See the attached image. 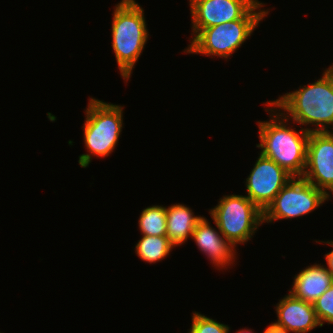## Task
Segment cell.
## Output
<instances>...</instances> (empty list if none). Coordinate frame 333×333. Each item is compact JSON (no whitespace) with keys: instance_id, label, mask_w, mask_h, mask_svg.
Returning a JSON list of instances; mask_svg holds the SVG:
<instances>
[{"instance_id":"cell-7","label":"cell","mask_w":333,"mask_h":333,"mask_svg":"<svg viewBox=\"0 0 333 333\" xmlns=\"http://www.w3.org/2000/svg\"><path fill=\"white\" fill-rule=\"evenodd\" d=\"M330 198L303 177H292L263 212V223L294 219L312 213Z\"/></svg>"},{"instance_id":"cell-11","label":"cell","mask_w":333,"mask_h":333,"mask_svg":"<svg viewBox=\"0 0 333 333\" xmlns=\"http://www.w3.org/2000/svg\"><path fill=\"white\" fill-rule=\"evenodd\" d=\"M214 224L215 228L203 216L195 227L191 239L194 240L198 249L206 255L216 269L227 270L232 268L231 266L234 265L233 263L237 259V248L222 235L215 222Z\"/></svg>"},{"instance_id":"cell-20","label":"cell","mask_w":333,"mask_h":333,"mask_svg":"<svg viewBox=\"0 0 333 333\" xmlns=\"http://www.w3.org/2000/svg\"><path fill=\"white\" fill-rule=\"evenodd\" d=\"M263 333H291V332L271 322V324L268 325L267 328H265Z\"/></svg>"},{"instance_id":"cell-2","label":"cell","mask_w":333,"mask_h":333,"mask_svg":"<svg viewBox=\"0 0 333 333\" xmlns=\"http://www.w3.org/2000/svg\"><path fill=\"white\" fill-rule=\"evenodd\" d=\"M323 70L317 81L270 100L294 124L306 126L309 133L333 132V63Z\"/></svg>"},{"instance_id":"cell-14","label":"cell","mask_w":333,"mask_h":333,"mask_svg":"<svg viewBox=\"0 0 333 333\" xmlns=\"http://www.w3.org/2000/svg\"><path fill=\"white\" fill-rule=\"evenodd\" d=\"M202 218L201 215H194L193 210L186 204L175 203L166 206V228L169 241L175 247L185 244Z\"/></svg>"},{"instance_id":"cell-18","label":"cell","mask_w":333,"mask_h":333,"mask_svg":"<svg viewBox=\"0 0 333 333\" xmlns=\"http://www.w3.org/2000/svg\"><path fill=\"white\" fill-rule=\"evenodd\" d=\"M313 307L321 327L333 324V284L313 302Z\"/></svg>"},{"instance_id":"cell-19","label":"cell","mask_w":333,"mask_h":333,"mask_svg":"<svg viewBox=\"0 0 333 333\" xmlns=\"http://www.w3.org/2000/svg\"><path fill=\"white\" fill-rule=\"evenodd\" d=\"M314 241H316V243H319V244L325 243L326 245H329L333 248V240H327V241L318 240L317 241L315 239ZM324 258H325L326 264H327V266L325 265L326 269L333 275V249L329 253L327 252L324 255Z\"/></svg>"},{"instance_id":"cell-17","label":"cell","mask_w":333,"mask_h":333,"mask_svg":"<svg viewBox=\"0 0 333 333\" xmlns=\"http://www.w3.org/2000/svg\"><path fill=\"white\" fill-rule=\"evenodd\" d=\"M192 324L188 333H230V327L200 312H192Z\"/></svg>"},{"instance_id":"cell-13","label":"cell","mask_w":333,"mask_h":333,"mask_svg":"<svg viewBox=\"0 0 333 333\" xmlns=\"http://www.w3.org/2000/svg\"><path fill=\"white\" fill-rule=\"evenodd\" d=\"M293 280L288 291L297 299L313 303L333 284V275L325 265L314 263L300 270Z\"/></svg>"},{"instance_id":"cell-9","label":"cell","mask_w":333,"mask_h":333,"mask_svg":"<svg viewBox=\"0 0 333 333\" xmlns=\"http://www.w3.org/2000/svg\"><path fill=\"white\" fill-rule=\"evenodd\" d=\"M329 198L333 193V132H311L302 176Z\"/></svg>"},{"instance_id":"cell-16","label":"cell","mask_w":333,"mask_h":333,"mask_svg":"<svg viewBox=\"0 0 333 333\" xmlns=\"http://www.w3.org/2000/svg\"><path fill=\"white\" fill-rule=\"evenodd\" d=\"M138 226L141 235L167 236L166 206L152 205L140 213Z\"/></svg>"},{"instance_id":"cell-6","label":"cell","mask_w":333,"mask_h":333,"mask_svg":"<svg viewBox=\"0 0 333 333\" xmlns=\"http://www.w3.org/2000/svg\"><path fill=\"white\" fill-rule=\"evenodd\" d=\"M213 222L235 247L247 244L263 225V212L245 195H224L209 209Z\"/></svg>"},{"instance_id":"cell-15","label":"cell","mask_w":333,"mask_h":333,"mask_svg":"<svg viewBox=\"0 0 333 333\" xmlns=\"http://www.w3.org/2000/svg\"><path fill=\"white\" fill-rule=\"evenodd\" d=\"M174 247L167 236L142 235L134 249L142 261L152 264L169 256Z\"/></svg>"},{"instance_id":"cell-21","label":"cell","mask_w":333,"mask_h":333,"mask_svg":"<svg viewBox=\"0 0 333 333\" xmlns=\"http://www.w3.org/2000/svg\"><path fill=\"white\" fill-rule=\"evenodd\" d=\"M235 333H254L251 328L250 329H246V327L243 329H240L239 331H236Z\"/></svg>"},{"instance_id":"cell-5","label":"cell","mask_w":333,"mask_h":333,"mask_svg":"<svg viewBox=\"0 0 333 333\" xmlns=\"http://www.w3.org/2000/svg\"><path fill=\"white\" fill-rule=\"evenodd\" d=\"M88 101L82 126L87 153L78 157V163L82 168H87L94 156L96 158L110 156L118 145L122 128H124V106L103 102L93 97Z\"/></svg>"},{"instance_id":"cell-12","label":"cell","mask_w":333,"mask_h":333,"mask_svg":"<svg viewBox=\"0 0 333 333\" xmlns=\"http://www.w3.org/2000/svg\"><path fill=\"white\" fill-rule=\"evenodd\" d=\"M274 309L277 321L273 323L290 332L308 333L321 327L313 303L297 299L290 292L279 300Z\"/></svg>"},{"instance_id":"cell-3","label":"cell","mask_w":333,"mask_h":333,"mask_svg":"<svg viewBox=\"0 0 333 333\" xmlns=\"http://www.w3.org/2000/svg\"><path fill=\"white\" fill-rule=\"evenodd\" d=\"M144 14V9L136 0H121L114 6L112 49L120 75L126 84L149 39Z\"/></svg>"},{"instance_id":"cell-8","label":"cell","mask_w":333,"mask_h":333,"mask_svg":"<svg viewBox=\"0 0 333 333\" xmlns=\"http://www.w3.org/2000/svg\"><path fill=\"white\" fill-rule=\"evenodd\" d=\"M258 155L254 167L246 178L245 196L264 212L293 176L270 158L261 153Z\"/></svg>"},{"instance_id":"cell-1","label":"cell","mask_w":333,"mask_h":333,"mask_svg":"<svg viewBox=\"0 0 333 333\" xmlns=\"http://www.w3.org/2000/svg\"><path fill=\"white\" fill-rule=\"evenodd\" d=\"M269 120L257 121L260 153L276 162L293 177H302L307 158L310 133L304 128L299 131L289 119L270 101L264 103ZM289 125V126H288Z\"/></svg>"},{"instance_id":"cell-4","label":"cell","mask_w":333,"mask_h":333,"mask_svg":"<svg viewBox=\"0 0 333 333\" xmlns=\"http://www.w3.org/2000/svg\"><path fill=\"white\" fill-rule=\"evenodd\" d=\"M264 7L265 4L258 1L241 19L202 29L190 39L183 52L227 60L250 39L260 22L268 16L270 9Z\"/></svg>"},{"instance_id":"cell-10","label":"cell","mask_w":333,"mask_h":333,"mask_svg":"<svg viewBox=\"0 0 333 333\" xmlns=\"http://www.w3.org/2000/svg\"><path fill=\"white\" fill-rule=\"evenodd\" d=\"M191 38L202 29L241 19L258 0H188Z\"/></svg>"}]
</instances>
